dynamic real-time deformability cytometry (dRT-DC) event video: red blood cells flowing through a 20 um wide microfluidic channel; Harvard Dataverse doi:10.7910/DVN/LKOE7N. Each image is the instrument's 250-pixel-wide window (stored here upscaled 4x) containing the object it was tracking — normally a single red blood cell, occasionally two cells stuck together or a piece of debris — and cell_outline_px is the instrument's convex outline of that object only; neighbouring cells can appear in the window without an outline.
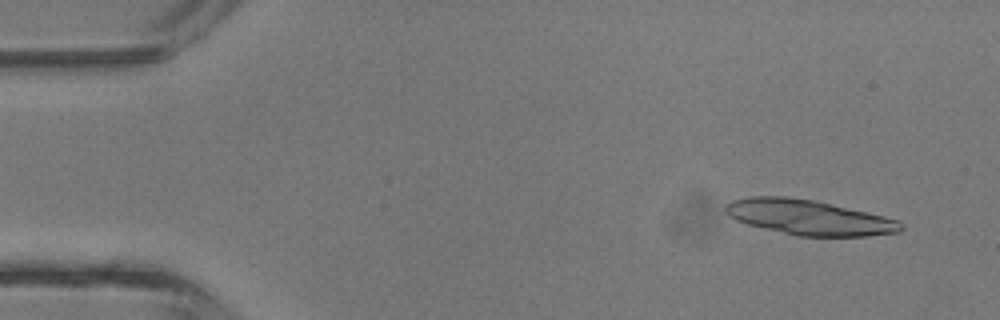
{"species": "common noctule bat (a hibernating species)", "species_latin": "Nyctalus noctula", "temperature_condition": "room temperature", "stored_images_in_passage": 3, "camera_frame_rate_fps": 3000, "um_per_image_px": 0.085, "animal": {"sex": "male", "body_mass_g": 13.3}, "frame": {"image": 1, "passage_image": 1, "time_ms": 0.0, "image_size_px": [1000, 320], "cell_outline_px": [[904, 228], [900, 232], [868, 236], [796, 236], [748, 224], [736, 220], [728, 216], [724, 212], [724, 208], [732, 200], [748, 196], [784, 196], [812, 200], [884, 216], [896, 220], [904, 224]], "centroid_in_image_um": [68.73, 18.48], "position_along_channel_um": 16.3, "area_um2": 35.66}}